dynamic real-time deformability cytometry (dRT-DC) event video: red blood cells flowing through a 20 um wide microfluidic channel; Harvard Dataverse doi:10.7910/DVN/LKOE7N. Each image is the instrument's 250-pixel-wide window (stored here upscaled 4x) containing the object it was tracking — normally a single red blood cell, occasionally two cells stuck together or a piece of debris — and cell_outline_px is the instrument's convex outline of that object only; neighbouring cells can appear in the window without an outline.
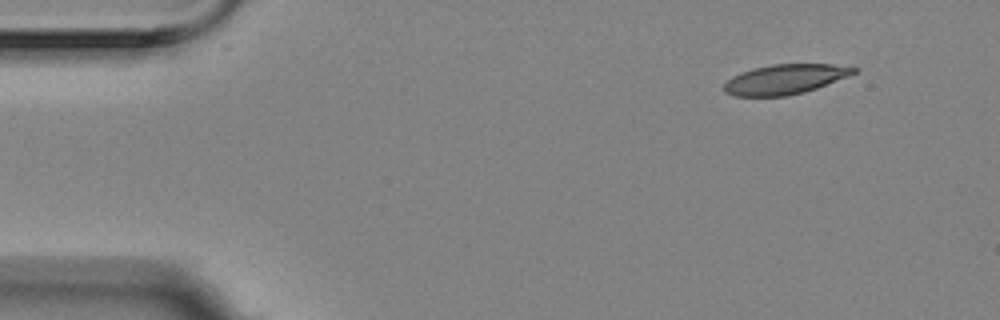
{"species": "Egyptian fruit bat (a non-hibernating species)", "species_latin": "Rousettus aegyptiacus", "temperature_condition": "room temperature", "stored_images_in_passage": 5, "camera_frame_rate_fps": 3000, "um_per_image_px": 0.085, "animal": {"sex": "female"}, "frame": {"image": 1, "passage_image": 1, "time_ms": 0.0, "image_size_px": [1000, 320], "cell_outline_px": [[860, 68], [856, 72], [848, 76], [816, 88], [804, 92], [788, 96], [732, 96], [724, 92], [724, 84], [732, 76], [740, 72], [752, 68], [772, 64], [832, 64]], "centroid_in_image_um": [66.7, 6.73], "position_along_channel_um": 18.3, "area_um2": 22.6}}